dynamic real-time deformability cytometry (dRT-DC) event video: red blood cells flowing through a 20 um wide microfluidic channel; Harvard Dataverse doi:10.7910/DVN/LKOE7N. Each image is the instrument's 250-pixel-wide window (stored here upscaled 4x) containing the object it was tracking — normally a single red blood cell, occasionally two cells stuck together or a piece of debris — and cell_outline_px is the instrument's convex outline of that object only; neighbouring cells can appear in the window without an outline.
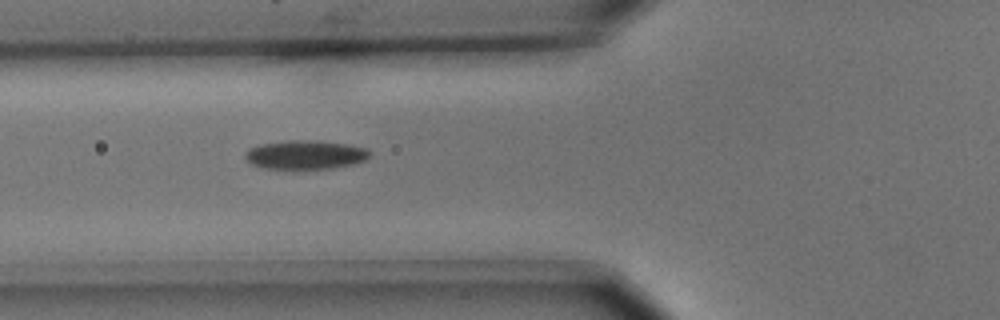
{"species": "common noctule bat (a hibernating species)", "species_latin": "Nyctalus noctula", "temperature_condition": "cold", "stored_images_in_passage": 4, "camera_frame_rate_fps": 3000, "um_per_image_px": 0.085, "animal": {"sex": "male", "body_mass_g": 15.6}, "frame": {"image": 1, "passage_image": 4, "time_ms": 1.0, "image_size_px": [1000, 320], "cell_outline_px": [[368, 156], [364, 160], [352, 164], [332, 168], [264, 168], [252, 164], [244, 156], [244, 152], [248, 148], [260, 144], [288, 140], [320, 140], [348, 144], [368, 148]], "centroid_in_image_um": [25.93, 13.13], "position_along_channel_um": 99.9, "area_um2": 20.87}}